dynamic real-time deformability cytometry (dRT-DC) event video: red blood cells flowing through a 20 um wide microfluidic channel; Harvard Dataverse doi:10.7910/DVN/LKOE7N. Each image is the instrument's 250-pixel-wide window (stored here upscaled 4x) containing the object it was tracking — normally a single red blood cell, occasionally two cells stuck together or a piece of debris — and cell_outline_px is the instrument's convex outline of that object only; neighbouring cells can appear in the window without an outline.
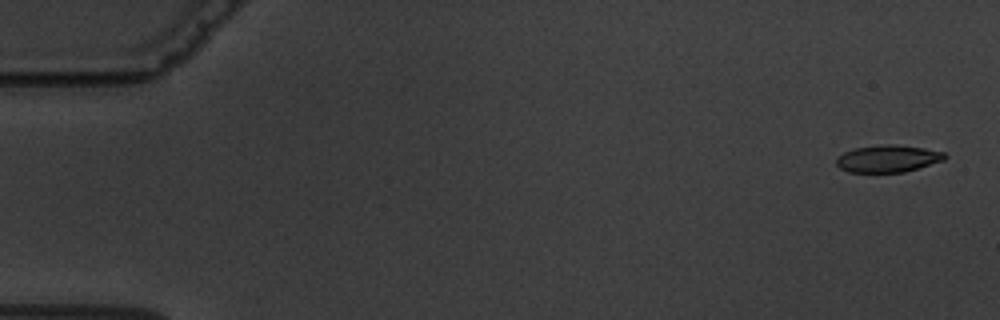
{"species": "common noctule bat (a hibernating species)", "species_latin": "Nyctalus noctula", "temperature_condition": "warm", "stored_images_in_passage": 6, "camera_frame_rate_fps": 3000, "um_per_image_px": 0.085, "animal": {"sex": "male", "body_mass_g": 19.5, "forearm_length_mm": 54.6}, "frame": {"image": 1, "passage_image": 1, "time_ms": 0.0, "image_size_px": [1000, 320], "cell_outline_px": [[948, 156], [944, 160], [904, 172], [848, 172], [840, 168], [836, 164], [836, 156], [844, 152], [856, 148], [884, 144], [896, 144], [924, 148], [944, 152]], "centroid_in_image_um": [75.46, 13.48], "position_along_channel_um": 9.5, "area_um2": 17.17}}
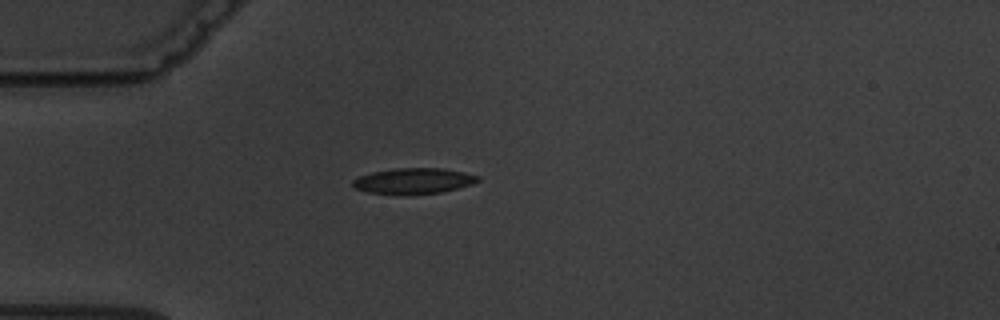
{"frame": {"image": 2, "passage_image": 5, "time_ms": 4.667, "image_size_px": [1000, 320], "cell_outline_px": [[480, 180], [472, 184], [440, 192], [368, 192], [356, 188], [352, 184], [352, 180], [360, 176], [372, 172], [396, 168], [444, 168], [464, 172], [480, 176]], "centroid_in_image_um": [35.2, 15.33], "position_along_channel_um": 49.8, "area_um2": 17.92}}